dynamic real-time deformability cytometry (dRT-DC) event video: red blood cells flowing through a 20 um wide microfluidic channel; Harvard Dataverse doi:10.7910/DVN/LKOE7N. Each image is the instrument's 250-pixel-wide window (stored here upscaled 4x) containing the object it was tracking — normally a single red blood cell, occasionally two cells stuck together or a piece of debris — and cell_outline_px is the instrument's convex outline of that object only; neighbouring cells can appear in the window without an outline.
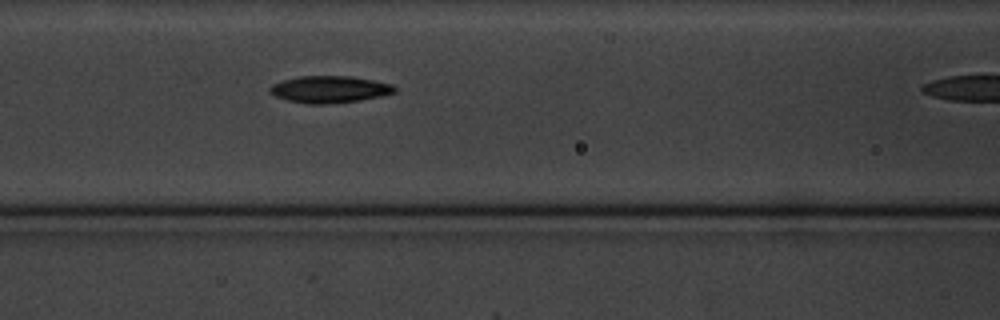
{"species": "common noctule bat (a hibernating species)", "species_latin": "Nyctalus noctula", "temperature_condition": "cold", "stored_images_in_passage": 7, "camera_frame_rate_fps": 3000, "um_per_image_px": 0.085, "animal": {"sex": "male", "body_mass_g": 20.1, "forearm_length_mm": 53.5}, "frame": {"image": 1, "passage_image": 4, "time_ms": 3.333, "image_size_px": [1000, 320], "cell_outline_px": [[396, 92], [380, 96], [360, 100], [328, 104], [308, 104], [288, 100], [276, 96], [268, 92], [268, 88], [272, 84], [284, 80], [300, 76], [352, 76], [392, 84], [396, 88]], "centroid_in_image_um": [28.0, 7.59], "position_along_channel_um": 138.6, "area_um2": 19.54}}
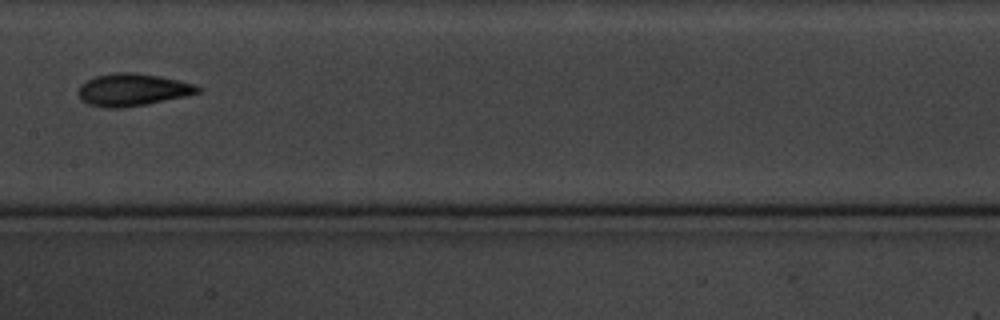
{"frame": {"image": 2, "passage_image": 6, "time_ms": 6.667, "image_size_px": [1000, 320], "cell_outline_px": [[200, 92], [184, 96], [144, 104], [120, 108], [104, 108], [88, 104], [80, 100], [76, 92], [80, 84], [84, 80], [96, 76], [116, 72], [132, 72], [160, 76], [196, 84], [200, 88]], "centroid_in_image_um": [11.19, 7.62], "position_along_channel_um": 196.2, "area_um2": 22.6}}
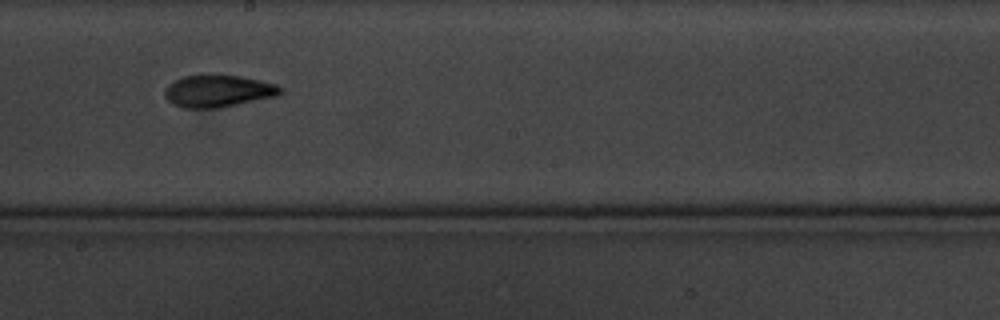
{"frame": {"image": 3, "passage_image": 7, "time_ms": 7.667, "image_size_px": [1000, 320], "cell_outline_px": [[284, 92], [276, 96], [216, 108], [184, 108], [172, 104], [164, 96], [164, 88], [172, 80], [180, 76], [204, 72], [216, 72], [240, 76], [260, 80], [276, 84], [284, 88]], "centroid_in_image_um": [18.48, 7.68], "position_along_channel_um": 229.7, "area_um2": 22.6}}